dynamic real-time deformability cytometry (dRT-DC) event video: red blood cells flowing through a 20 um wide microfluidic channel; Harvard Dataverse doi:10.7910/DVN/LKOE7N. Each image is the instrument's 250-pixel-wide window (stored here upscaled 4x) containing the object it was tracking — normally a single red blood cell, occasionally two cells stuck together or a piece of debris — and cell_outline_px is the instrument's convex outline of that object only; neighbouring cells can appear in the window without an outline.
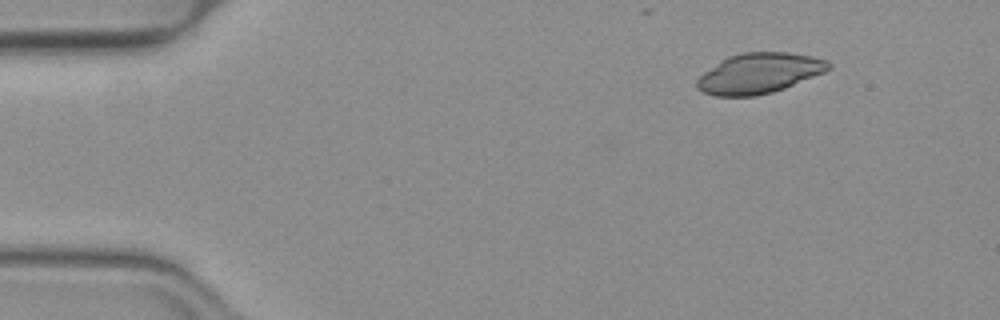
{"species": "common noctule bat (a hibernating species)", "species_latin": "Nyctalus noctula", "temperature_condition": "warm", "stored_images_in_passage": 4, "camera_frame_rate_fps": 3000, "um_per_image_px": 0.085, "animal": {"sex": "female", "body_mass_g": 19.3, "forearm_length_mm": 54.1}, "frame": {"image": 1, "passage_image": 1, "time_ms": 0.0, "image_size_px": [1000, 320], "cell_outline_px": [[832, 68], [824, 72], [784, 88], [772, 92], [756, 96], [716, 96], [704, 92], [696, 88], [696, 80], [704, 72], [720, 60], [728, 56], [740, 52], [788, 52], [812, 56], [828, 60], [832, 64]], "centroid_in_image_um": [64.53, 6.22], "position_along_channel_um": 20.5, "area_um2": 30.98}}